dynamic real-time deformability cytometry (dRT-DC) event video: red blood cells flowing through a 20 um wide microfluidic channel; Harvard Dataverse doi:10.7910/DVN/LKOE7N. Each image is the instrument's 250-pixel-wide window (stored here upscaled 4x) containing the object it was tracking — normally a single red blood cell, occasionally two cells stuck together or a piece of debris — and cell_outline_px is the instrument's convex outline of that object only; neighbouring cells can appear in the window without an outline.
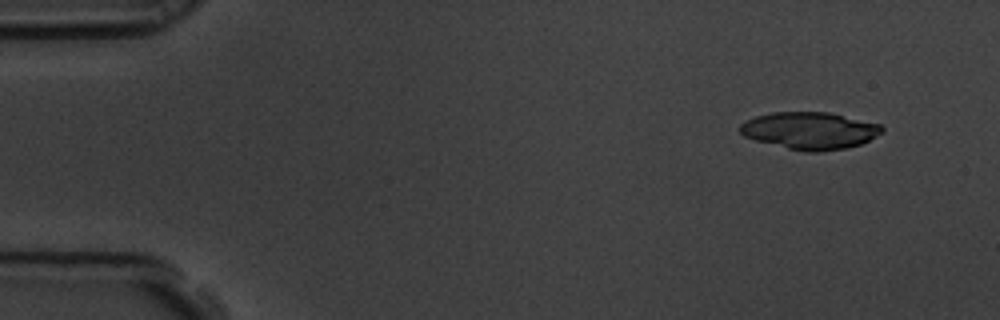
{"species": "common noctule bat (a hibernating species)", "species_latin": "Nyctalus noctula", "temperature_condition": "room temperature", "stored_images_in_passage": 10, "camera_frame_rate_fps": 3000, "um_per_image_px": 0.085, "animal": {"sex": "male", "body_mass_g": 19.5, "forearm_length_mm": 54.6}, "frame": {"image": 1, "passage_image": 1, "time_ms": 0.0, "image_size_px": [1000, 320], "cell_outline_px": [[884, 132], [860, 144], [844, 148], [816, 152], [804, 152], [756, 140], [744, 136], [740, 132], [740, 124], [744, 120], [756, 116], [772, 112], [828, 112], [880, 124], [884, 128]], "centroid_in_image_um": [68.83, 11.09], "position_along_channel_um": 16.2, "area_um2": 30.58}}
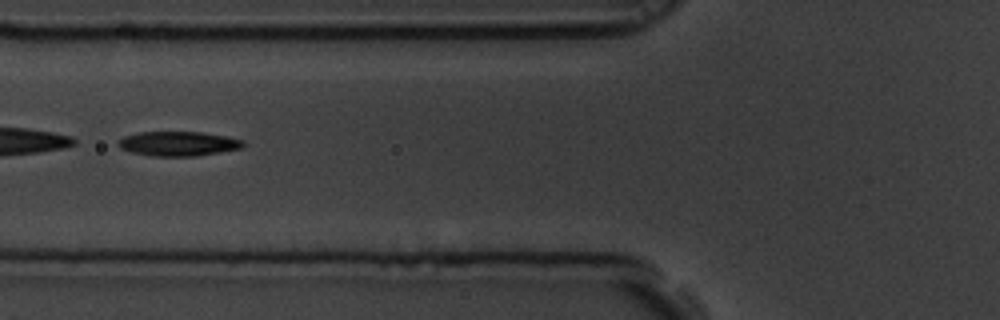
{"frame": {"image": 2, "passage_image": 6, "time_ms": 1.667, "image_size_px": [1000, 320], "cell_outline_px": [[244, 144], [240, 148], [196, 156], [152, 156], [132, 152], [120, 148], [116, 144], [116, 140], [124, 136], [140, 132], [204, 132], [228, 136], [244, 140]], "centroid_in_image_um": [15.12, 12.2], "position_along_channel_um": 110.7, "area_um2": 17.92}}